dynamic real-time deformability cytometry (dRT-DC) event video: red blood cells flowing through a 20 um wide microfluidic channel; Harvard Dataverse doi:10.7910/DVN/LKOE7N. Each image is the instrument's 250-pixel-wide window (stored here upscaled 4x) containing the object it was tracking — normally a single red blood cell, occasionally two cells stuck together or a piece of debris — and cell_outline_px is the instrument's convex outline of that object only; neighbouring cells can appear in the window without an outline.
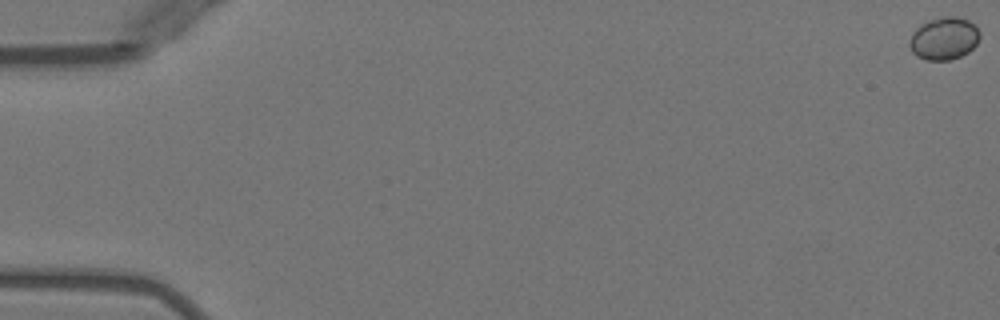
{"species": "Egyptian fruit bat (a non-hibernating species)", "species_latin": "Rousettus aegyptiacus", "temperature_condition": "warm", "stored_images_in_passage": 31, "camera_frame_rate_fps": 3000, "um_per_image_px": 0.085, "animal": {"sex": "female"}, "frame": {"image": 1, "passage_image": 1, "time_ms": 0.0, "image_size_px": [1000, 320], "cell_outline_px": [[980, 36], [976, 44], [968, 52], [960, 56], [948, 60], [928, 60], [916, 56], [912, 52], [908, 44], [908, 40], [912, 32], [920, 24], [940, 16], [956, 16], [968, 20], [976, 24], [980, 32]], "centroid_in_image_um": [80.23, 3.25], "position_along_channel_um": 4.8, "area_um2": 17.69}}
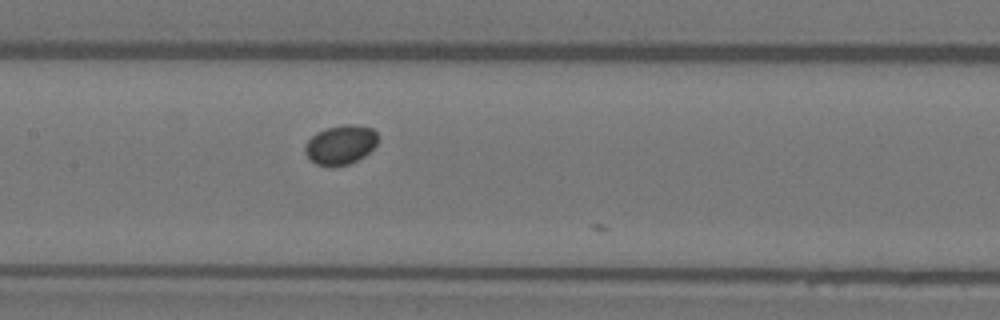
{"frame": {"image": 2, "passage_image": 27, "time_ms": 8.667, "image_size_px": [1000, 320], "cell_outline_px": [[380, 136], [376, 144], [364, 156], [348, 164], [332, 168], [316, 164], [304, 152], [304, 148], [308, 140], [316, 132], [324, 128], [344, 124], [352, 124], [372, 128]], "centroid_in_image_um": [28.95, 12.3], "position_along_channel_um": 178.5, "area_um2": 16.88}}
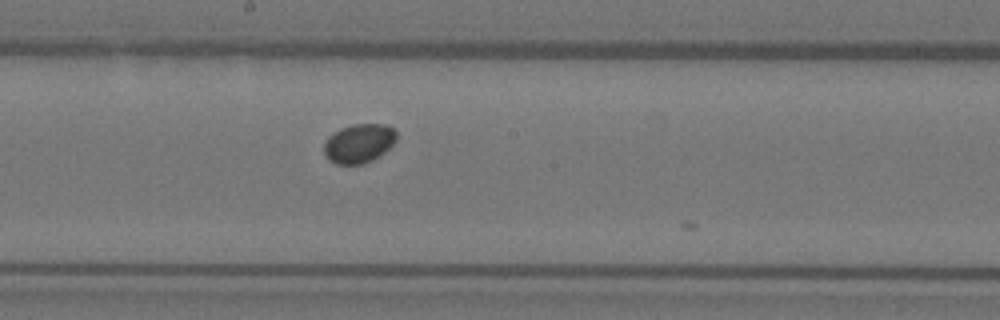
{"frame": {"image": 3, "passage_image": 30, "time_ms": 9.667, "image_size_px": [1000, 320], "cell_outline_px": [[396, 140], [380, 156], [364, 164], [336, 164], [328, 160], [324, 152], [324, 144], [328, 136], [340, 128], [352, 124], [388, 124], [396, 128]], "centroid_in_image_um": [30.52, 12.17], "position_along_channel_um": 217.7, "area_um2": 16.7}}